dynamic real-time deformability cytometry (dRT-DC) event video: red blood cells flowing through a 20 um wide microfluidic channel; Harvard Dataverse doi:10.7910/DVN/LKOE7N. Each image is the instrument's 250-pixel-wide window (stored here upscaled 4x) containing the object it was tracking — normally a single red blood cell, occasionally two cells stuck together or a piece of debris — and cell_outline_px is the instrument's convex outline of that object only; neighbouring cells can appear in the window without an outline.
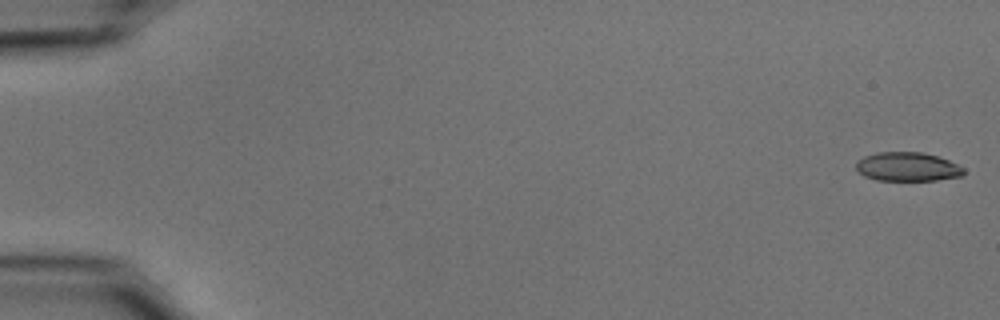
{"species": "common noctule bat (a hibernating species)", "species_latin": "Nyctalus noctula", "temperature_condition": "cold", "stored_images_in_passage": 6, "camera_frame_rate_fps": 3000, "um_per_image_px": 0.085, "animal": {"sex": "male", "body_mass_g": 15.6}, "frame": {"image": 1, "passage_image": 1, "time_ms": 0.0, "image_size_px": [1000, 320], "cell_outline_px": [[964, 176], [936, 180], [876, 180], [864, 176], [856, 172], [856, 160], [864, 156], [876, 152], [924, 152], [948, 160], [964, 168]], "centroid_in_image_um": [77.1, 14.17], "position_along_channel_um": 7.9, "area_um2": 18.32}}